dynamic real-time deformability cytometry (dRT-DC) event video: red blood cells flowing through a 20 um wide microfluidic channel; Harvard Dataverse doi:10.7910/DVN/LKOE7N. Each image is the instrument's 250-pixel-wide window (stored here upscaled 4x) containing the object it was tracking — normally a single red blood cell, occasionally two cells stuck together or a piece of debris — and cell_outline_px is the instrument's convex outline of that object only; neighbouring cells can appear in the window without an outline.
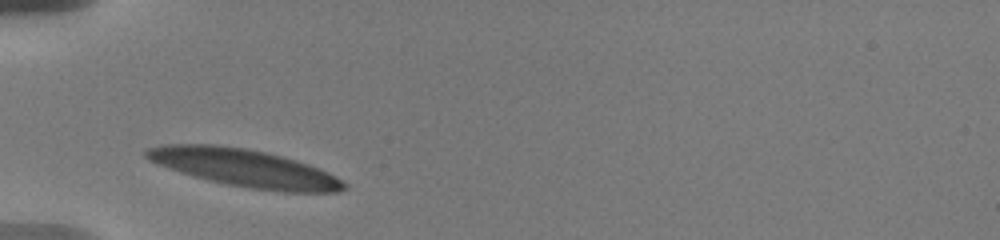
{"species": "human", "species_latin": "Homo sapiens", "temperature_condition": "warm", "stored_images_in_passage": 19, "camera_frame_rate_fps": 3000, "um_per_image_px": 0.085, "donor": {"sex": "male"}, "frame": {"image": 1, "passage_image": 1, "time_ms": 0.0, "image_size_px": [1000, 240], "cell_outline_px": [[348, 188], [340, 192], [284, 192], [252, 188], [228, 184], [208, 180], [180, 172], [168, 168], [148, 160], [144, 156], [144, 152], [148, 148], [164, 144], [216, 144], [244, 148], [268, 152], [296, 160], [308, 164], [328, 172], [336, 176], [348, 184]], "centroid_in_image_um": [20.81, 14.27], "position_along_channel_um": 64.2, "area_um2": 43.35}}
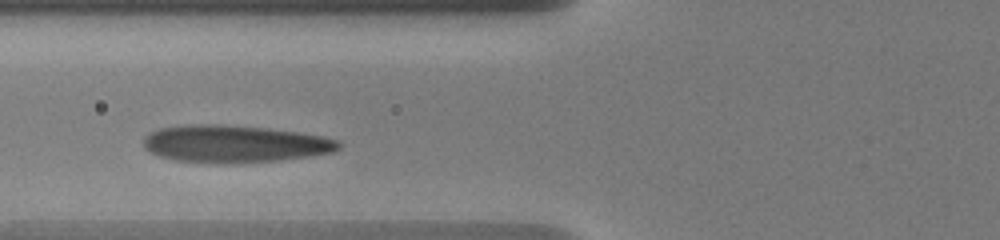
{"frame": {"image": 2, "passage_image": 8, "time_ms": 1.333, "image_size_px": [1000, 240], "cell_outline_px": [[340, 148], [332, 152], [308, 156], [280, 160], [244, 164], [236, 164], [172, 160], [160, 156], [144, 148], [144, 136], [160, 128], [196, 124], [216, 124], [268, 128], [296, 132], [320, 136], [340, 140]], "centroid_in_image_um": [19.95, 12.24], "position_along_channel_um": 105.9, "area_um2": 42.37}}
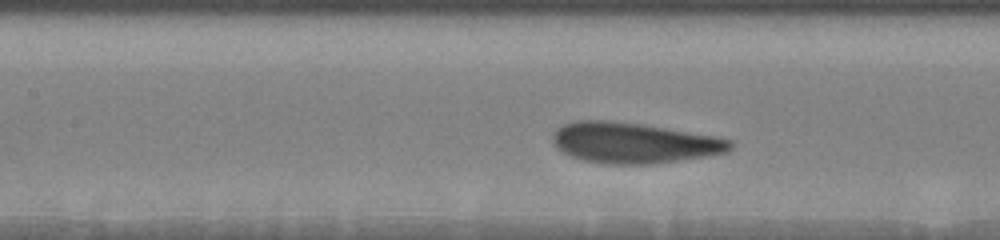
{"frame": {"image": 3, "passage_image": 16, "time_ms": 2.667, "image_size_px": [1000, 240], "cell_outline_px": [[732, 148], [728, 152], [708, 156], [652, 164], [604, 164], [584, 160], [572, 156], [556, 148], [552, 144], [552, 132], [556, 128], [564, 124], [576, 120], [612, 120], [644, 124], [716, 136], [732, 140]], "centroid_in_image_um": [53.86, 12.13], "position_along_channel_um": 153.5, "area_um2": 42.48}}